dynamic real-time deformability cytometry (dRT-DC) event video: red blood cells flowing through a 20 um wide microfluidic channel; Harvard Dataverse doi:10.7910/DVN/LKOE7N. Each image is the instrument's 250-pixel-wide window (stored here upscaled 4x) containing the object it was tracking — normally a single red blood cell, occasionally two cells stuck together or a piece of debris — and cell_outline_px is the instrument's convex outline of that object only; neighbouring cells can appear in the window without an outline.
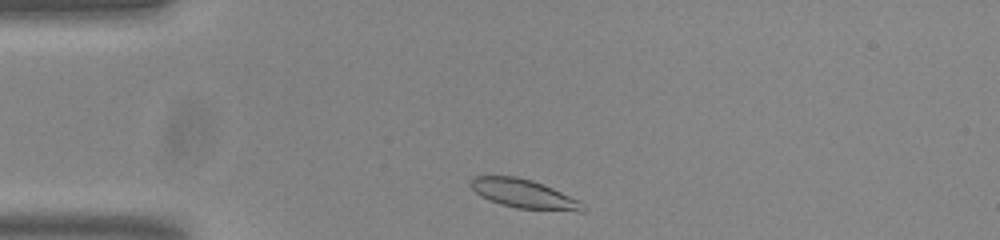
{"species": "common noctule bat (a hibernating species)", "species_latin": "Nyctalus noctula", "temperature_condition": "room temperature", "stored_images_in_passage": 37, "camera_frame_rate_fps": 3000, "um_per_image_px": 0.085, "animal": {"sex": "male", "body_mass_g": 20.0, "forearm_length_mm": 53.3}, "frame": {"image": 1, "passage_image": 2, "time_ms": 0.333, "image_size_px": [1000, 240], "cell_outline_px": [[588, 208], [584, 212], [576, 212], [516, 208], [500, 204], [480, 196], [468, 184], [468, 180], [472, 176], [516, 176], [532, 180], [552, 188], [580, 200]], "centroid_in_image_um": [44.56, 16.49], "position_along_channel_um": 40.4, "area_um2": 19.25}}
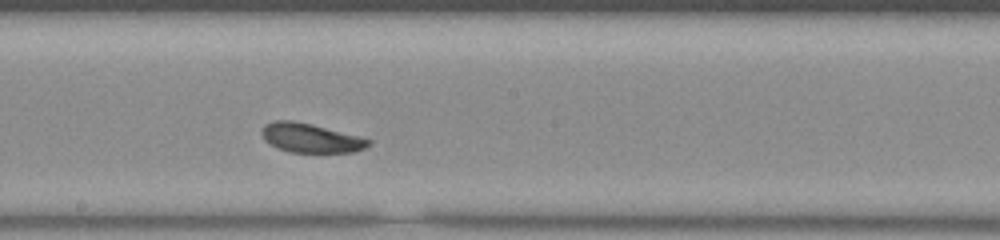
{"frame": {"image": 2, "passage_image": 19, "time_ms": 6.0, "image_size_px": [1000, 240], "cell_outline_px": [[372, 144], [364, 148], [352, 152], [288, 152], [276, 148], [264, 140], [260, 132], [264, 124], [276, 120], [292, 120], [312, 124], [372, 140]], "centroid_in_image_um": [26.35, 11.73], "position_along_channel_um": 221.8, "area_um2": 18.15}}
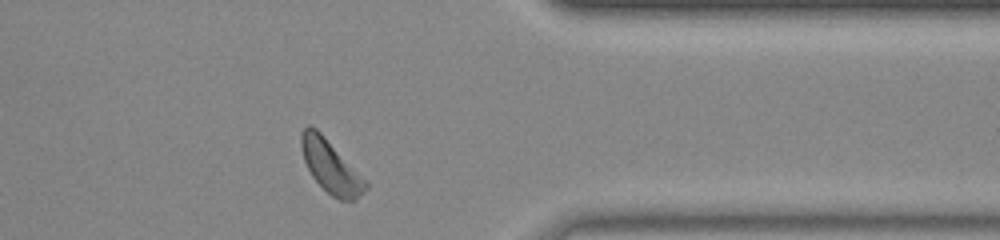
{"frame": {"image": 3, "passage_image": 33, "time_ms": 10.667, "image_size_px": [1000, 240], "cell_outline_px": [[368, 188], [356, 200], [340, 200], [332, 196], [312, 176], [304, 160], [300, 148], [300, 136], [304, 128], [308, 124], [316, 128], [368, 180]], "centroid_in_image_um": [28.14, 14.15], "position_along_channel_um": 383.3, "area_um2": 19.83}, "authors_computed_cell_mechanics": {"area_um2": 18.7272, "velocity_mm_per_s": 3.7268, "shape_relaxation_time_tau1_ms": 0.9552, "shape_relaxation_time_tau2_ms": 6.3159, "deformation_change_tau1": 0.072, "deformation_change_tau2": 0.1234}}